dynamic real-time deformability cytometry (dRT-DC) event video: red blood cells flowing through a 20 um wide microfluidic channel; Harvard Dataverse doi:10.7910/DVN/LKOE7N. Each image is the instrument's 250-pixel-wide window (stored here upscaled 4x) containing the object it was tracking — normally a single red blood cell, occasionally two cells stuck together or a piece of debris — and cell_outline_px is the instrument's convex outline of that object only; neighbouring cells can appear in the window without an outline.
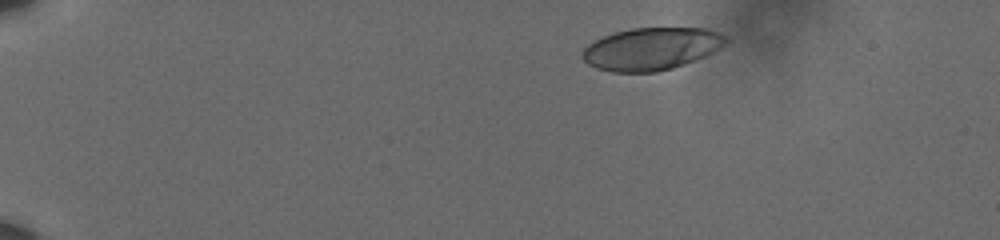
{"species": "human", "species_latin": "Homo sapiens", "temperature_condition": "cold", "stored_images_in_passage": 45, "camera_frame_rate_fps": 3000, "um_per_image_px": 0.085, "donor": {"sex": "male"}, "frame": {"image": 1, "passage_image": 1, "time_ms": 0.0, "image_size_px": [1000, 240], "cell_outline_px": [[728, 40], [720, 48], [704, 56], [684, 64], [672, 68], [656, 72], [612, 72], [596, 68], [588, 64], [580, 56], [580, 52], [588, 44], [612, 32], [632, 28], [708, 28], [728, 36]], "centroid_in_image_um": [55.34, 4.14], "position_along_channel_um": 29.7, "area_um2": 35.6}}
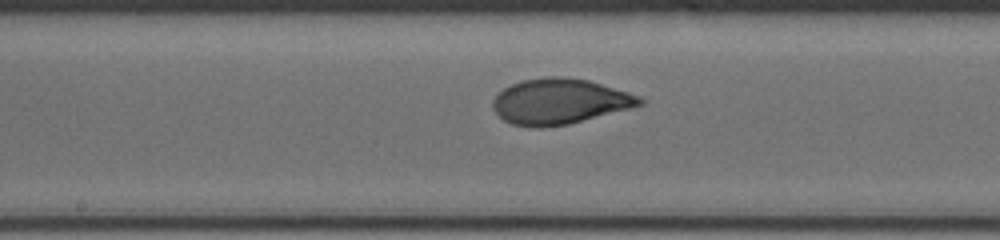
{"frame": {"image": 2, "passage_image": 24, "time_ms": 7.667, "image_size_px": [1000, 240], "cell_outline_px": [[644, 104], [568, 124], [540, 128], [532, 128], [512, 124], [504, 120], [492, 108], [492, 100], [508, 84], [520, 80], [548, 76], [560, 76], [588, 80], [628, 92], [640, 96], [644, 100]], "centroid_in_image_um": [47.52, 8.61], "position_along_channel_um": 200.7, "area_um2": 38.9}}
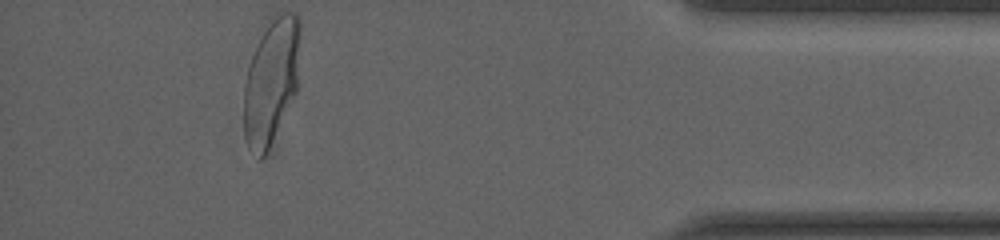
{"frame": {"image": 3, "passage_image": 45, "time_ms": 14.667, "image_size_px": [1000, 240], "cell_outline_px": [[300, 28], [296, 92], [264, 156], [260, 160], [248, 144], [244, 136], [244, 84], [248, 68], [252, 56], [268, 16], [276, 12], [296, 12], [300, 16]], "centroid_in_image_um": [23.05, 6.78], "position_along_channel_um": 412.2, "area_um2": 41.1}, "authors_computed_cell_mechanics": {"area_um2": 38.6104, "velocity_mm_per_s": 3.5838, "shape_relaxation_time_tau1_ms": 3.853, "shape_relaxation_time_tau2_ms": null, "deformation_change_tau1": 0.191, "deformation_change_tau2": null}}